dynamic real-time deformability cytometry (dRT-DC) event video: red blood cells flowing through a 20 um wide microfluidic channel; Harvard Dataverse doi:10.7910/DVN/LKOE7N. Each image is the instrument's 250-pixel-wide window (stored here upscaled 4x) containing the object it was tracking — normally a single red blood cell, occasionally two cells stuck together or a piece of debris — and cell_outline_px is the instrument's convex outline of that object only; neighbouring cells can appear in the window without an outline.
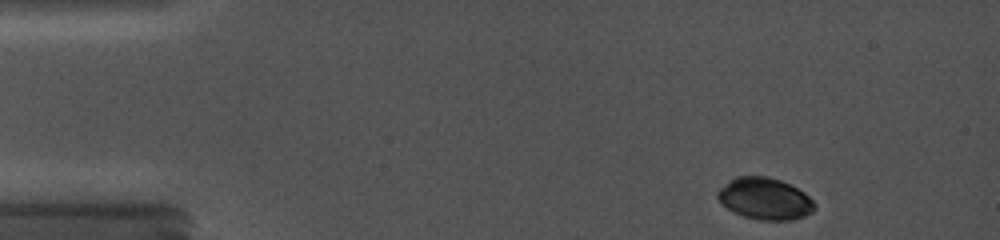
{"species": "common noctule bat (a hibernating species)", "species_latin": "Nyctalus noctula", "temperature_condition": "cold", "stored_images_in_passage": 26, "camera_frame_rate_fps": 5000, "um_per_image_px": 0.085, "animal": {"sex": "female", "body_mass_g": 19.0, "forearm_length_mm": 56.7}, "frame": {"image": 1, "passage_image": 1, "time_ms": 0.0, "image_size_px": [1000, 240], "cell_outline_px": [[816, 208], [812, 212], [804, 216], [792, 220], [756, 220], [744, 216], [728, 208], [716, 196], [716, 192], [720, 188], [736, 176], [768, 176], [780, 180], [804, 192], [816, 204]], "centroid_in_image_um": [65.03, 16.89], "position_along_channel_um": 20.0, "area_um2": 23.41}}
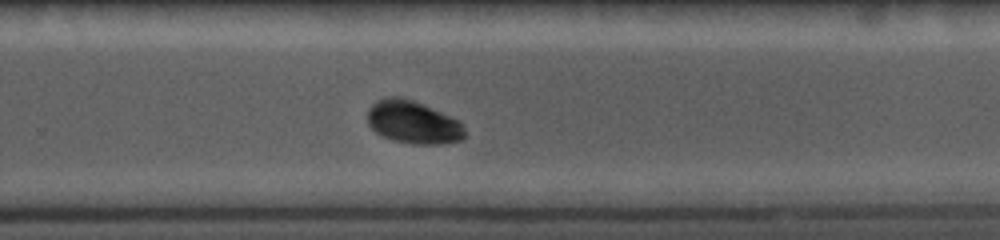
{"frame": {"image": 2, "passage_image": 18, "time_ms": 9.8, "image_size_px": [1000, 240], "cell_outline_px": [[464, 136], [460, 140], [440, 144], [412, 144], [392, 140], [380, 136], [368, 124], [368, 108], [376, 100], [384, 96], [400, 96], [412, 100], [460, 120], [464, 124]], "centroid_in_image_um": [35.09, 10.38], "position_along_channel_um": 294.7, "area_um2": 24.45}}
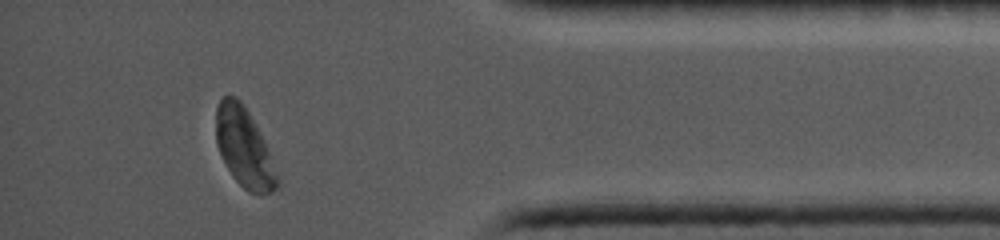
{"frame": {"image": 3, "passage_image": 26, "time_ms": 13.4, "image_size_px": [1000, 240], "cell_outline_px": [[280, 184], [272, 192], [248, 192], [232, 176], [216, 144], [216, 108], [220, 100], [224, 96], [236, 96], [244, 104], [264, 140], [280, 180]], "centroid_in_image_um": [20.75, 12.53], "position_along_channel_um": 414.4, "area_um2": 27.86}}